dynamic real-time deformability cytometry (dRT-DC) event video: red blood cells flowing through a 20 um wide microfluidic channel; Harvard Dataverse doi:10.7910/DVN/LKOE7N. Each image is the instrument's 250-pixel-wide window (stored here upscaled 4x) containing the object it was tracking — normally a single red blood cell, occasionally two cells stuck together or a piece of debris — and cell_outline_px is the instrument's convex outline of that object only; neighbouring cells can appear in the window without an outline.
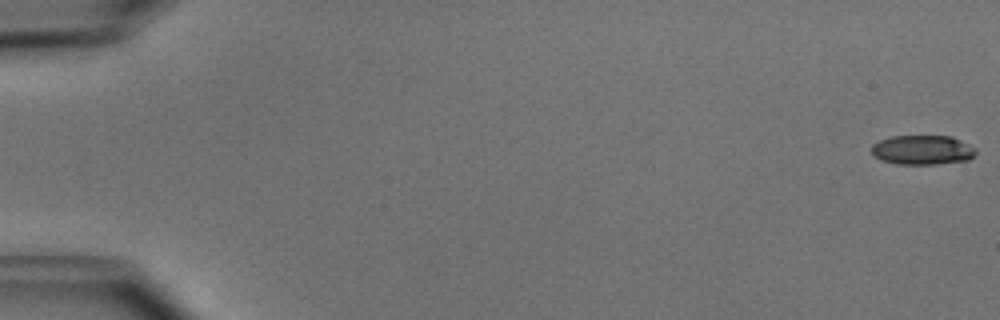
{"species": "common noctule bat (a hibernating species)", "species_latin": "Nyctalus noctula", "temperature_condition": "cold", "stored_images_in_passage": 51, "camera_frame_rate_fps": 3000, "um_per_image_px": 0.085, "animal": {"sex": "male", "body_mass_g": 15.6}, "frame": {"image": 1, "passage_image": 1, "time_ms": 0.0, "image_size_px": [1000, 320], "cell_outline_px": [[976, 152], [968, 160], [936, 164], [896, 164], [880, 160], [872, 156], [872, 144], [880, 140], [892, 136], [952, 136], [976, 148]], "centroid_in_image_um": [78.38, 12.75], "position_along_channel_um": 6.6, "area_um2": 17.98}}
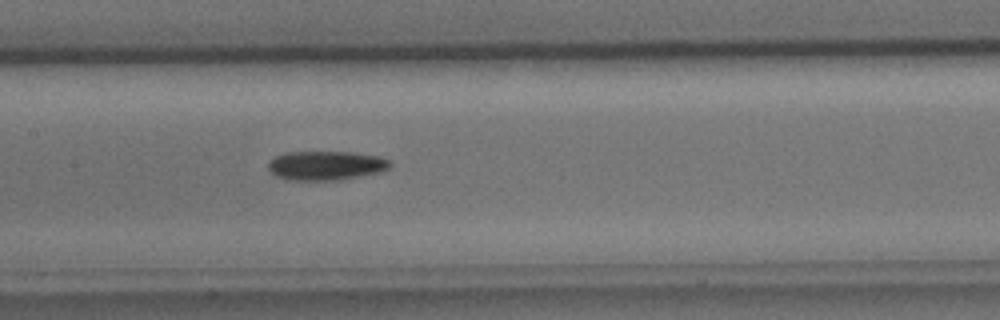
{"frame": {"image": 2, "passage_image": 26, "time_ms": 8.333, "image_size_px": [1000, 320], "cell_outline_px": [[392, 164], [388, 168], [380, 172], [340, 180], [292, 180], [276, 176], [268, 168], [268, 164], [276, 156], [288, 152], [356, 152], [380, 156], [388, 160]], "centroid_in_image_um": [27.74, 14.06], "position_along_channel_um": 179.7, "area_um2": 20.63}}
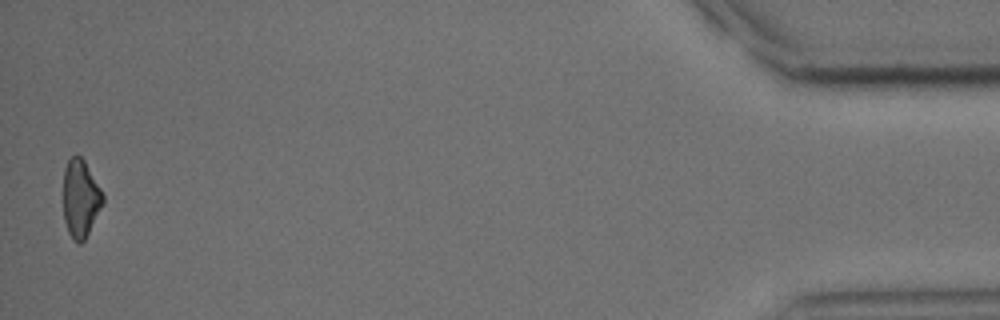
{"frame": {"image": 3, "passage_image": 51, "time_ms": 16.667, "image_size_px": [1000, 320], "cell_outline_px": [[104, 204], [84, 240], [80, 244], [72, 240], [68, 232], [64, 220], [64, 168], [68, 160], [76, 152], [84, 160], [100, 188], [104, 196]], "centroid_in_image_um": [6.85, 16.87], "position_along_channel_um": 428.4, "area_um2": 17.98}, "authors_computed_cell_mechanics": {"area_um2": 19.7098, "velocity_mm_per_s": 3.9936, "shape_relaxation_time_tau1_ms": 3.6332, "shape_relaxation_time_tau2_ms": null, "deformation_change_tau1": 0.1291, "deformation_change_tau2": null}}